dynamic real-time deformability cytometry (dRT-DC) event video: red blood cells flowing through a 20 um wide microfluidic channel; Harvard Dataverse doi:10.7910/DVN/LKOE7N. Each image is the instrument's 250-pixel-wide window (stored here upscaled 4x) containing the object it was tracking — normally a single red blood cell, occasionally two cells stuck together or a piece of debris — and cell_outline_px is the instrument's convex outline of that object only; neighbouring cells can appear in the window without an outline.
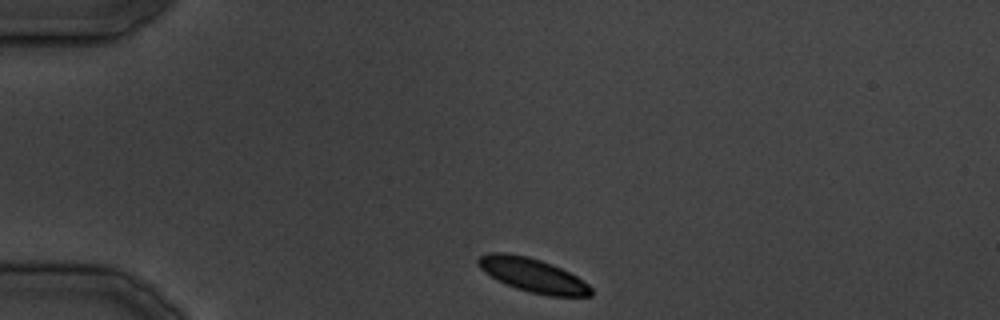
{"species": "common noctule bat (a hibernating species)", "species_latin": "Nyctalus noctula", "temperature_condition": "cold", "stored_images_in_passage": 9, "camera_frame_rate_fps": 3000, "um_per_image_px": 0.085, "animal": {"sex": "male", "body_mass_g": 19.5, "forearm_length_mm": 54.6}, "frame": {"image": 1, "passage_image": 1, "time_ms": 0.0, "image_size_px": [1000, 320], "cell_outline_px": [[592, 296], [548, 296], [516, 288], [496, 280], [484, 272], [476, 264], [476, 260], [480, 256], [488, 252], [504, 252], [528, 256], [552, 264], [576, 276], [588, 284], [592, 288]], "centroid_in_image_um": [45.24, 23.38], "position_along_channel_um": 39.8, "area_um2": 22.31}}
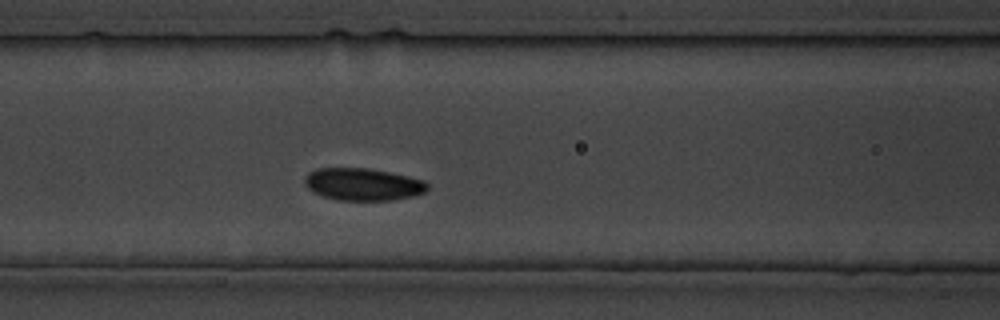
{"frame": {"image": 2, "passage_image": 9, "time_ms": 9.333, "image_size_px": [1000, 320], "cell_outline_px": [[428, 188], [424, 192], [408, 196], [388, 200], [340, 200], [324, 196], [312, 192], [304, 184], [304, 176], [308, 172], [316, 168], [368, 168], [408, 176], [424, 180], [428, 184]], "centroid_in_image_um": [30.79, 15.65], "position_along_channel_um": 135.8, "area_um2": 22.95}}